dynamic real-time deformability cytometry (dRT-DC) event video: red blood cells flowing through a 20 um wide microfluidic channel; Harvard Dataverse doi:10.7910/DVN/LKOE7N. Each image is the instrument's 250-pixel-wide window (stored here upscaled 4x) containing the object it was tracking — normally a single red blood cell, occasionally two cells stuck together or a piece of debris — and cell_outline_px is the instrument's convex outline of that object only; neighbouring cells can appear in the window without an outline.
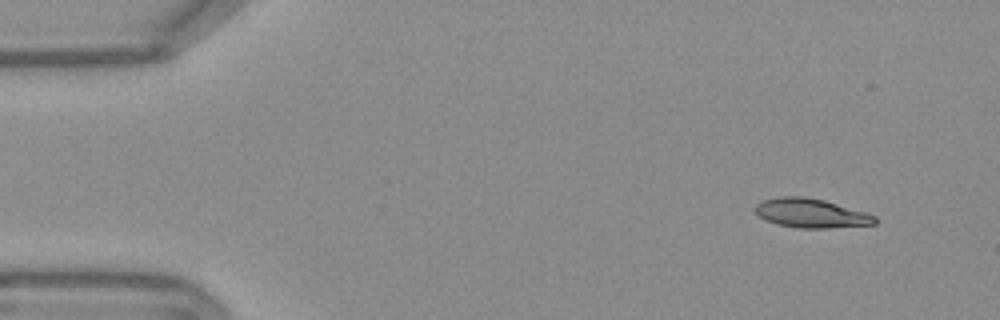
{"species": "Egyptian fruit bat (a non-hibernating species)", "species_latin": "Rousettus aegyptiacus", "temperature_condition": "warm", "stored_images_in_passage": 50, "camera_frame_rate_fps": 3000, "um_per_image_px": 0.085, "frame": {"image": 1, "passage_image": 1, "time_ms": 0.0, "image_size_px": [1000, 320], "cell_outline_px": [[876, 224], [828, 228], [800, 228], [776, 224], [760, 216], [752, 208], [760, 200], [780, 196], [804, 196], [824, 200], [864, 212], [876, 216]], "centroid_in_image_um": [68.9, 18.11], "position_along_channel_um": 16.1, "area_um2": 20.29}}
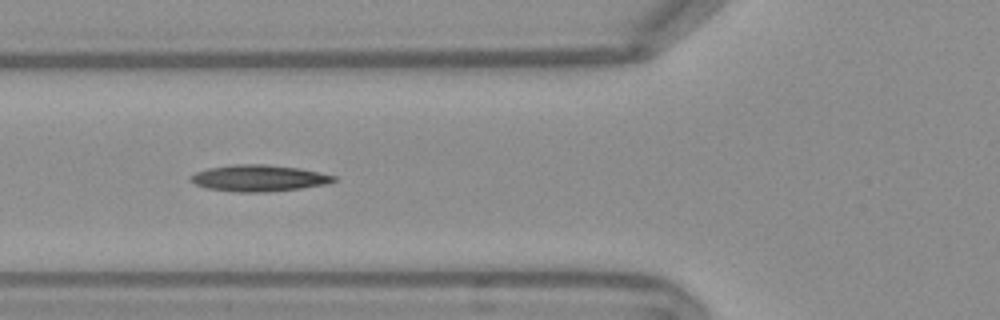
{"frame": {"image": 2, "passage_image": 16, "time_ms": 5.0, "image_size_px": [1000, 320], "cell_outline_px": [[336, 180], [324, 184], [300, 188], [264, 192], [240, 192], [208, 188], [196, 184], [192, 180], [192, 176], [196, 172], [208, 168], [232, 164], [264, 164], [300, 168], [336, 176]], "centroid_in_image_um": [22.01, 15.13], "position_along_channel_um": 103.8, "area_um2": 21.68}}
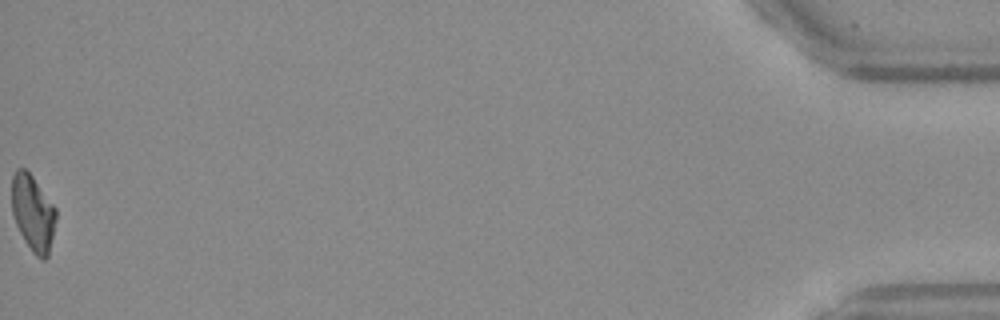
{"frame": {"image": 3, "passage_image": 50, "time_ms": 16.333, "image_size_px": [1000, 320], "cell_outline_px": [[56, 220], [48, 256], [44, 260], [40, 260], [32, 252], [24, 240], [16, 224], [12, 212], [12, 176], [16, 168], [24, 168], [32, 176], [56, 208]], "centroid_in_image_um": [2.8, 18.11], "position_along_channel_um": 432.4, "area_um2": 19.54}, "authors_computed_cell_mechanics": {"area_um2": 20.6057, "velocity_mm_per_s": 3.8064, "shape_relaxation_time_tau1_ms": null, "shape_relaxation_time_tau2_ms": 5.9079, "deformation_change_tau1": null, "deformation_change_tau2": 0.1462}}